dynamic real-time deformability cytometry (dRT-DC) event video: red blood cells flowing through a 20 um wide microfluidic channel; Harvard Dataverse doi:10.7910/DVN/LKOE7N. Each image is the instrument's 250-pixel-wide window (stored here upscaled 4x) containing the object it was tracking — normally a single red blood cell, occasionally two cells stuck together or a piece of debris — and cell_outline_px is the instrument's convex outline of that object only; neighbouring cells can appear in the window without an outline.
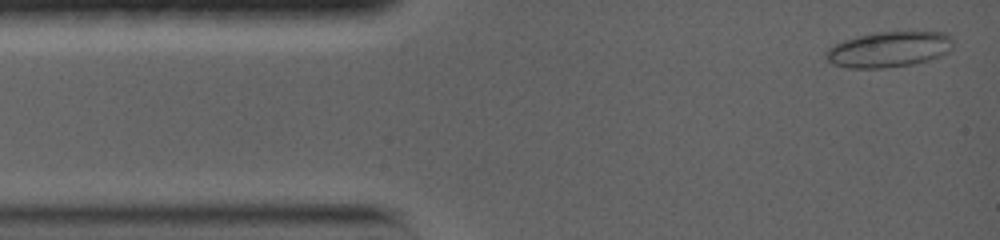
{"species": "common noctule bat (a hibernating species)", "species_latin": "Nyctalus noctula", "temperature_condition": "warm", "stored_images_in_passage": 37, "camera_frame_rate_fps": 5000, "um_per_image_px": 0.085, "animal": {"sex": "female", "body_mass_g": 19.0, "forearm_length_mm": 56.7}, "frame": {"image": 1, "passage_image": 1, "time_ms": 0.0, "image_size_px": [1000, 240], "cell_outline_px": [[952, 48], [948, 52], [940, 56], [928, 60], [912, 64], [880, 68], [844, 68], [832, 64], [824, 56], [824, 52], [828, 48], [844, 40], [872, 32], [944, 32], [952, 40]], "centroid_in_image_um": [75.51, 4.2], "position_along_channel_um": 9.5, "area_um2": 26.36}}
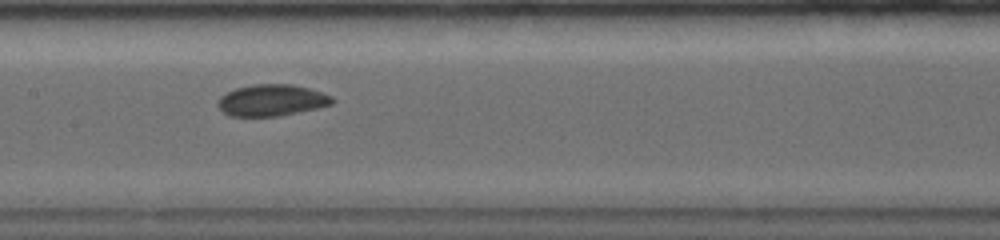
{"frame": {"image": 2, "passage_image": 16, "time_ms": 6.6, "image_size_px": [1000, 240], "cell_outline_px": [[336, 100], [332, 104], [316, 108], [280, 116], [228, 116], [216, 104], [216, 100], [220, 96], [236, 88], [256, 84], [292, 84], [308, 88], [332, 96]], "centroid_in_image_um": [23.08, 8.52], "position_along_channel_um": 184.3, "area_um2": 20.98}}
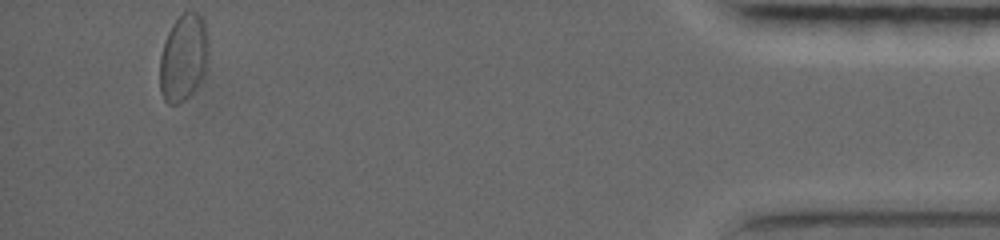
{"frame": {"image": 3, "passage_image": 37, "time_ms": 15.4, "image_size_px": [1000, 240], "cell_outline_px": [[208, 60], [204, 72], [200, 80], [192, 92], [180, 104], [168, 104], [164, 100], [160, 92], [160, 56], [164, 40], [172, 24], [184, 12], [196, 12], [204, 16], [208, 40]], "centroid_in_image_um": [15.59, 4.88], "position_along_channel_um": 419.6, "area_um2": 24.85}, "authors_computed_cell_mechanics": {"area_um2": 21.6172, "velocity_mm_per_s": 3.6549, "shape_relaxation_time_tau1_ms": 4.2602, "shape_relaxation_time_tau2_ms": 1.6743, "deformation_change_tau1": 0.0832, "deformation_change_tau2": 0.049}}